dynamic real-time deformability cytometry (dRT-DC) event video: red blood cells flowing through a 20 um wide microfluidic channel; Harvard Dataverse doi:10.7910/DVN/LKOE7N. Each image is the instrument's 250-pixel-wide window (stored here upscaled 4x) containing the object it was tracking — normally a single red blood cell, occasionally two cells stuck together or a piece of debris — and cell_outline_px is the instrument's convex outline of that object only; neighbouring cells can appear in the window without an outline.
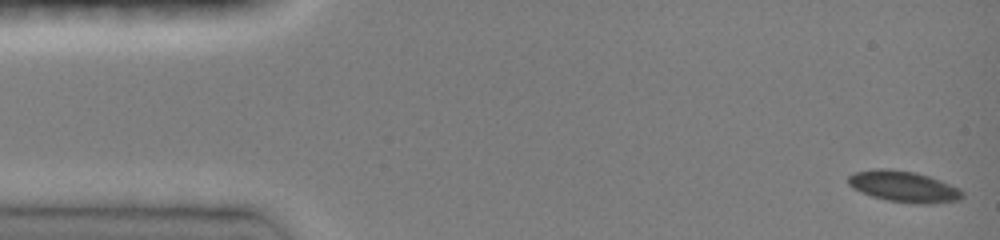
{"species": "common noctule bat (a hibernating species)", "species_latin": "Nyctalus noctula", "temperature_condition": "room temperature", "stored_images_in_passage": 17, "camera_frame_rate_fps": 3000, "um_per_image_px": 0.085, "animal": {"sex": "female", "body_mass_g": 19.0, "forearm_length_mm": 51.5}, "frame": {"image": 1, "passage_image": 1, "time_ms": 0.0, "image_size_px": [1000, 240], "cell_outline_px": [[964, 196], [960, 200], [932, 204], [916, 204], [888, 200], [872, 196], [852, 188], [848, 184], [848, 176], [856, 172], [876, 168], [888, 168], [916, 172], [940, 180], [960, 188], [964, 192]], "centroid_in_image_um": [76.85, 15.86], "position_along_channel_um": 8.2, "area_um2": 20.87}}
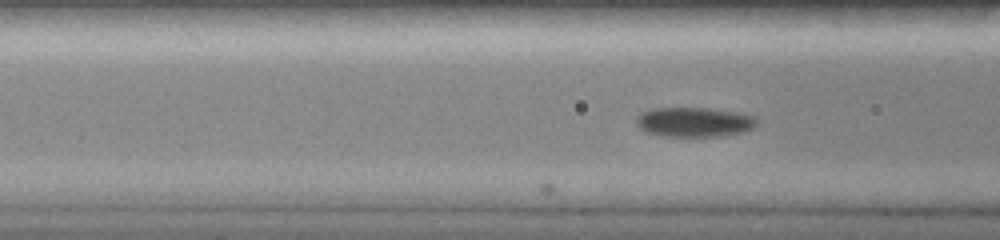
{"frame": {"image": 2, "passage_image": 17, "time_ms": 5.333, "image_size_px": [1000, 240], "cell_outline_px": [[760, 120], [752, 128], [740, 132], [724, 136], [660, 136], [644, 132], [636, 124], [636, 116], [640, 112], [652, 108], [708, 108], [740, 112], [756, 116]], "centroid_in_image_um": [59.0, 10.36], "position_along_channel_um": 107.6, "area_um2": 21.15}}